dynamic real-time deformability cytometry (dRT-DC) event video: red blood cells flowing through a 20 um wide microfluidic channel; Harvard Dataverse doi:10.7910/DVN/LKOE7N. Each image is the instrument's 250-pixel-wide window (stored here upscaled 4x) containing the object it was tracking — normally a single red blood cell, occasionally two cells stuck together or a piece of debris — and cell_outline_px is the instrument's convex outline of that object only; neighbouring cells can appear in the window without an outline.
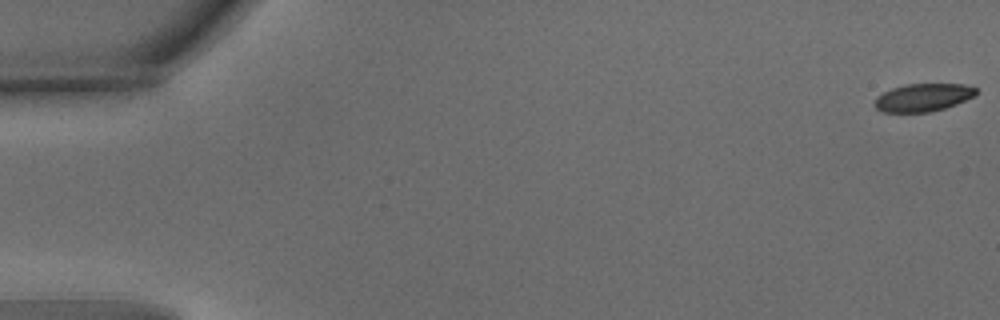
{"species": "common noctule bat (a hibernating species)", "species_latin": "Nyctalus noctula", "temperature_condition": "warm", "stored_images_in_passage": 55, "camera_frame_rate_fps": 3000, "um_per_image_px": 0.085, "animal": {"sex": "male", "body_mass_g": 15.6}, "frame": {"image": 1, "passage_image": 1, "time_ms": 0.0, "image_size_px": [1000, 320], "cell_outline_px": [[976, 96], [956, 104], [932, 112], [880, 112], [872, 104], [876, 96], [892, 88], [904, 84], [964, 84], [976, 88]], "centroid_in_image_um": [78.43, 8.29], "position_along_channel_um": 6.6, "area_um2": 16.65}}
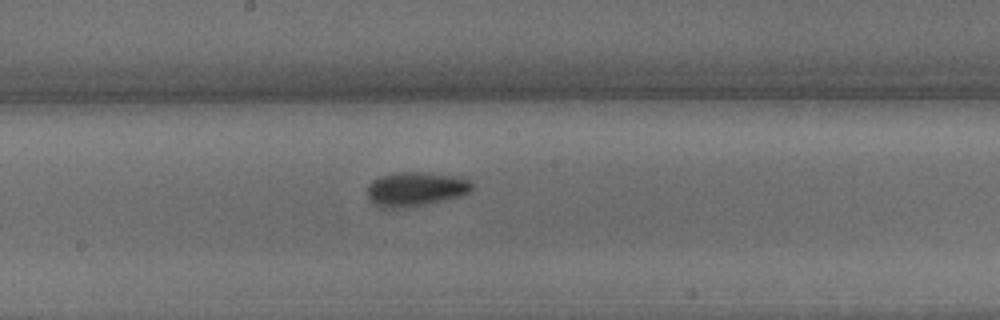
{"frame": {"image": 2, "passage_image": 30, "time_ms": 9.667, "image_size_px": [1000, 320], "cell_outline_px": [[472, 188], [468, 192], [444, 200], [412, 208], [380, 208], [372, 204], [368, 200], [368, 184], [372, 180], [380, 176], [400, 172], [424, 172], [456, 176], [468, 180], [472, 184]], "centroid_in_image_um": [35.25, 16.09], "position_along_channel_um": 212.9, "area_um2": 21.04}}
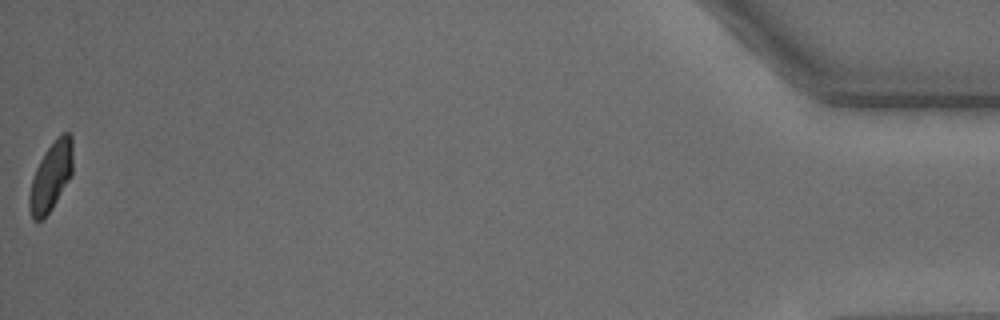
{"frame": {"image": 3, "passage_image": 55, "time_ms": 18.0, "image_size_px": [1000, 320], "cell_outline_px": [[72, 176], [52, 208], [40, 220], [32, 220], [28, 208], [28, 196], [32, 180], [36, 168], [44, 152], [60, 132], [68, 132], [72, 136]], "centroid_in_image_um": [4.33, 14.98], "position_along_channel_um": 430.9, "area_um2": 17.57}, "authors_computed_cell_mechanics": {"area_um2": 18.207, "velocity_mm_per_s": 3.7537, "shape_relaxation_time_tau1_ms": 2.7847, "shape_relaxation_time_tau2_ms": 2.439, "deformation_change_tau1": 0.1327, "deformation_change_tau2": 0.0785}}